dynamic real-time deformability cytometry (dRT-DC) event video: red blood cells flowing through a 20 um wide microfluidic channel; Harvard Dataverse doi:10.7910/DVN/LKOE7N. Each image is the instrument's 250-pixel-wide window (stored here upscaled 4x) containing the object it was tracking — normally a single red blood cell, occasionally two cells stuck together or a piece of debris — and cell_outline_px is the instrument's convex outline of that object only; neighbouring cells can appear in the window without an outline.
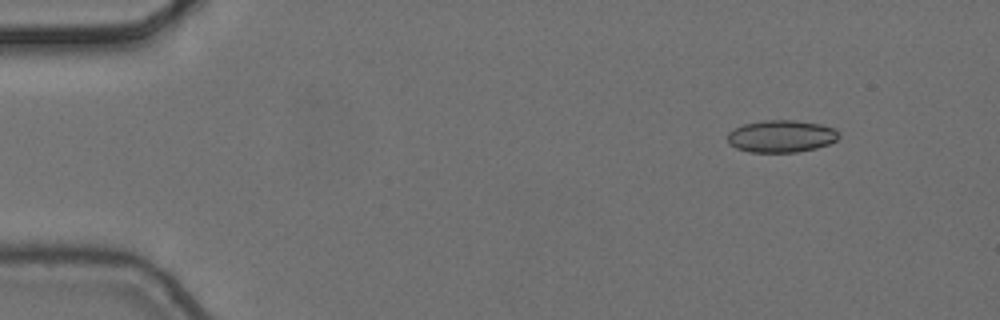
{"species": "common noctule bat (a hibernating species)", "species_latin": "Nyctalus noctula", "temperature_condition": "cold", "stored_images_in_passage": 4, "camera_frame_rate_fps": 3000, "um_per_image_px": 0.085, "animal": {"sex": "female", "body_mass_g": 24.6, "forearm_length_mm": 56.2}, "frame": {"image": 1, "passage_image": 1, "time_ms": 0.0, "image_size_px": [1000, 320], "cell_outline_px": [[840, 136], [836, 140], [828, 144], [816, 148], [796, 152], [748, 152], [736, 148], [728, 144], [728, 132], [744, 124], [764, 120], [796, 120], [820, 124], [836, 128], [840, 132]], "centroid_in_image_um": [66.43, 11.58], "position_along_channel_um": 18.6, "area_um2": 21.04}}
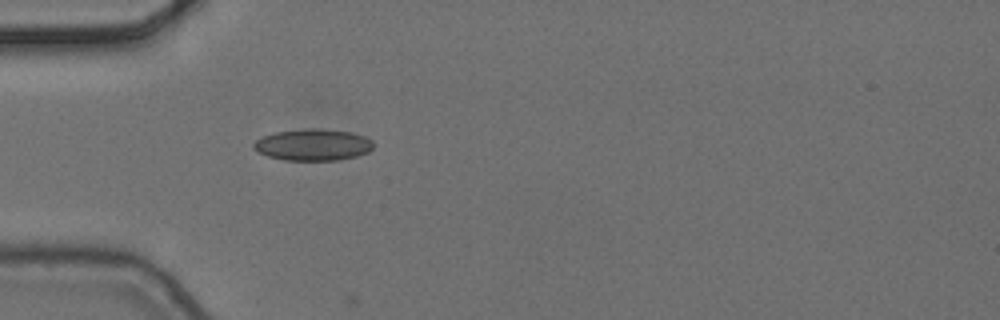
{"frame": {"image": 2, "passage_image": 4, "time_ms": 1.0, "image_size_px": [1000, 320], "cell_outline_px": [[372, 148], [368, 152], [356, 156], [336, 160], [284, 160], [268, 156], [256, 152], [252, 148], [252, 144], [256, 140], [264, 136], [276, 132], [304, 128], [320, 128], [352, 132], [364, 136], [372, 140]], "centroid_in_image_um": [26.58, 12.3], "position_along_channel_um": 58.4, "area_um2": 22.14}}